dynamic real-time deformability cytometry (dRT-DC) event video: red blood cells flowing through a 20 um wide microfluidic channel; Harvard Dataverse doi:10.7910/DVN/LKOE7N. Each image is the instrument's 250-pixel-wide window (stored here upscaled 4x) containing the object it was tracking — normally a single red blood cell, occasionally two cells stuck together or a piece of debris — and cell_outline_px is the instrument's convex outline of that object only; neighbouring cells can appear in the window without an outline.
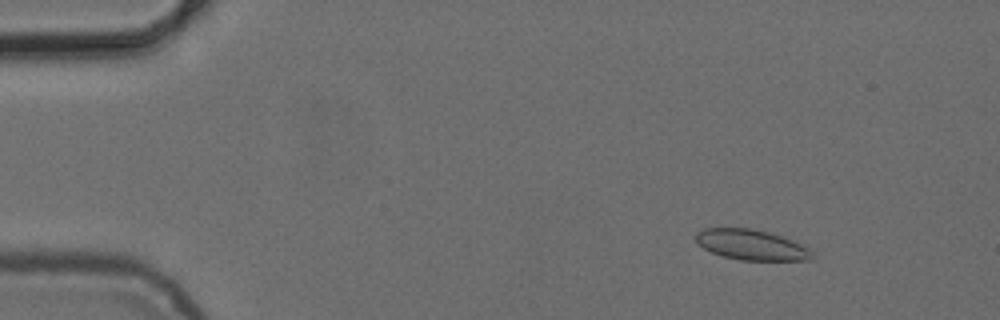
{"species": "common noctule bat (a hibernating species)", "species_latin": "Nyctalus noctula", "temperature_condition": "cold", "stored_images_in_passage": 8, "camera_frame_rate_fps": 3000, "um_per_image_px": 0.085, "animal": {"sex": "female", "body_mass_g": 24.6, "forearm_length_mm": 56.2}, "frame": {"image": 1, "passage_image": 2, "time_ms": 2.0, "image_size_px": [1000, 320], "cell_outline_px": [[816, 256], [812, 260], [740, 260], [724, 256], [712, 252], [704, 248], [696, 240], [696, 232], [704, 228], [748, 228], [768, 232], [792, 240], [808, 248]], "centroid_in_image_um": [63.89, 20.81], "position_along_channel_um": 21.1, "area_um2": 20.4}}
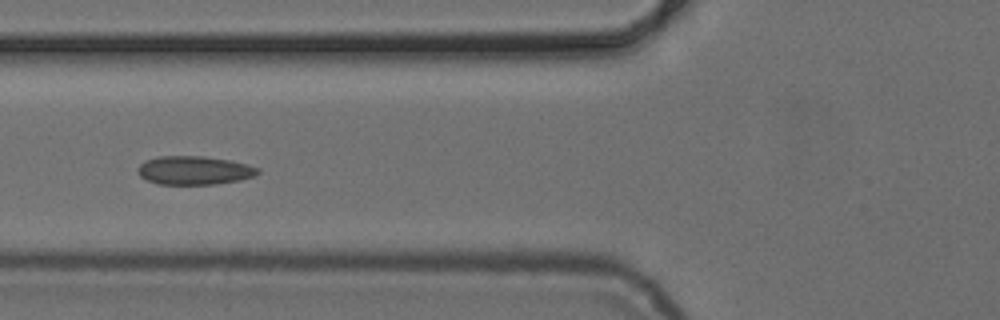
{"frame": {"image": 2, "passage_image": 6, "time_ms": 6.667, "image_size_px": [1000, 320], "cell_outline_px": [[260, 172], [252, 176], [240, 180], [216, 184], [156, 184], [140, 176], [136, 172], [136, 168], [144, 160], [156, 156], [204, 156], [228, 160], [260, 168]], "centroid_in_image_um": [16.44, 14.47], "position_along_channel_um": 109.4, "area_um2": 20.06}}
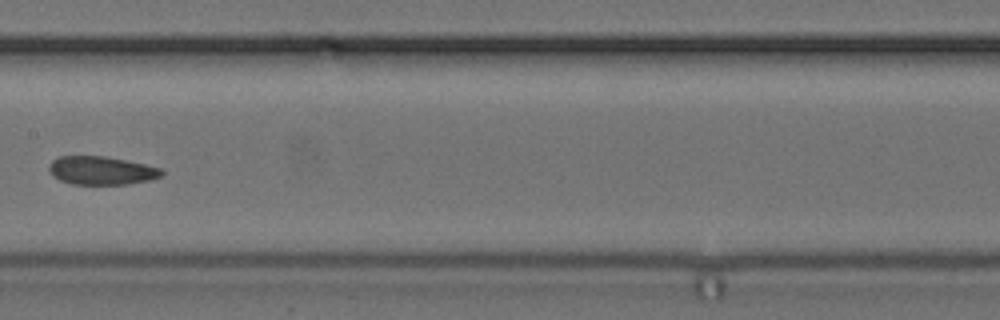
{"frame": {"image": 3, "passage_image": 8, "time_ms": 9.0, "image_size_px": [1000, 320], "cell_outline_px": [[164, 172], [160, 176], [148, 180], [128, 184], [72, 184], [60, 180], [52, 176], [48, 168], [48, 164], [52, 160], [60, 156], [104, 156], [144, 164], [160, 168]], "centroid_in_image_um": [8.57, 14.49], "position_along_channel_um": 198.8, "area_um2": 18.5}}